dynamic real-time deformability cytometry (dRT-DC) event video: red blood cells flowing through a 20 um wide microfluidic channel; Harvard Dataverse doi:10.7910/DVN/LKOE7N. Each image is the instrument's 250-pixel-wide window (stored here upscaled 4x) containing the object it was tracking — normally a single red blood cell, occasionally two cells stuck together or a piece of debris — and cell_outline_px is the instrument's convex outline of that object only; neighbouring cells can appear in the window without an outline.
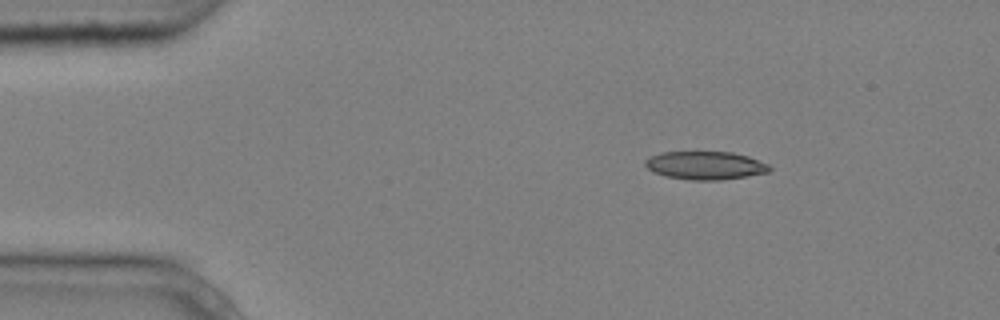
{"species": "common noctule bat (a hibernating species)", "species_latin": "Nyctalus noctula", "temperature_condition": "cold", "stored_images_in_passage": 3, "camera_frame_rate_fps": 3000, "um_per_image_px": 0.085, "animal": {"sex": "male", "body_mass_g": 20.4}, "frame": {"image": 1, "passage_image": 1, "time_ms": 0.0, "image_size_px": [1000, 320], "cell_outline_px": [[772, 168], [768, 172], [748, 176], [720, 180], [692, 180], [664, 176], [652, 172], [644, 164], [644, 160], [660, 152], [732, 152], [748, 156], [768, 164]], "centroid_in_image_um": [59.94, 14.06], "position_along_channel_um": 25.1, "area_um2": 20.46}}